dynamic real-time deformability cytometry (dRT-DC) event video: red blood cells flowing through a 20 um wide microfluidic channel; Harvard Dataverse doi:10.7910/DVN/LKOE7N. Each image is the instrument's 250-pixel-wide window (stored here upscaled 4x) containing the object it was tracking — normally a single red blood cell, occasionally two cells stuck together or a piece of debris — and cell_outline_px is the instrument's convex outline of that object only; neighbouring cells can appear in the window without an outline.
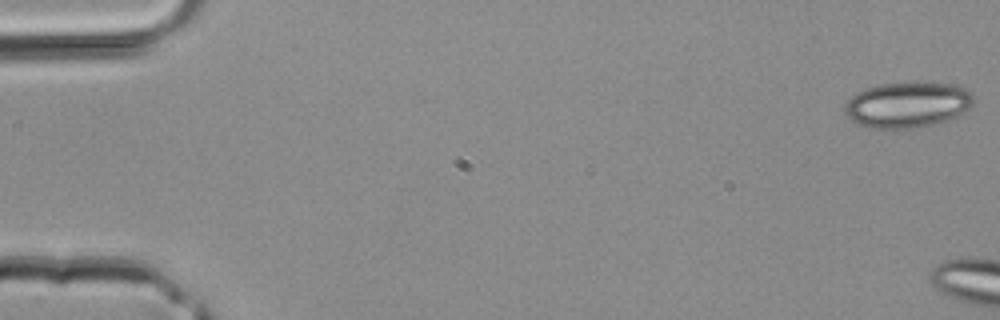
{"species": "common noctule bat (a hibernating species)", "species_latin": "Nyctalus noctula", "temperature_condition": "room temperature", "stored_images_in_passage": 4, "camera_frame_rate_fps": 3000, "um_per_image_px": 0.085, "animal": {"sex": "male", "body_mass_g": 20.4}, "frame": {"image": 1, "passage_image": 1, "time_ms": 0.0, "image_size_px": [1000, 320], "cell_outline_px": [[972, 104], [968, 108], [956, 116], [932, 124], [912, 128], [868, 128], [856, 124], [844, 112], [844, 104], [856, 92], [864, 88], [880, 84], [948, 84], [964, 88], [972, 92]], "centroid_in_image_um": [77.06, 8.92], "position_along_channel_um": 7.9, "area_um2": 33.58}}